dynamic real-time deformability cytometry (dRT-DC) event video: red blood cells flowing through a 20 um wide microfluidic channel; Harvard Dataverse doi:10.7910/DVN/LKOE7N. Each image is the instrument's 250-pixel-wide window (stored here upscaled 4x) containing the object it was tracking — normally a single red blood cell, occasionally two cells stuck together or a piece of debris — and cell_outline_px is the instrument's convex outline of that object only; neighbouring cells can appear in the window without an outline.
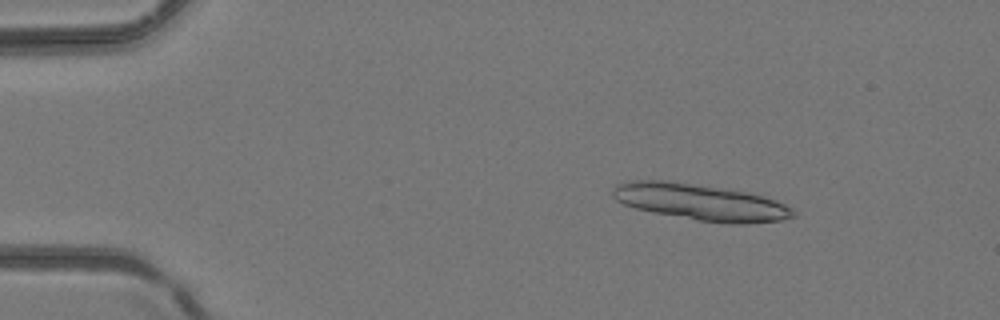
{"species": "common noctule bat (a hibernating species)", "species_latin": "Nyctalus noctula", "temperature_condition": "room temperature", "stored_images_in_passage": 3, "camera_frame_rate_fps": 3000, "um_per_image_px": 0.085, "animal": {"sex": "female", "body_mass_g": 24.6, "forearm_length_mm": 56.2}, "frame": {"image": 1, "passage_image": 1, "time_ms": 0.0, "image_size_px": [1000, 320], "cell_outline_px": [[796, 216], [784, 220], [748, 224], [732, 224], [696, 220], [652, 212], [636, 208], [624, 204], [616, 200], [612, 196], [612, 188], [616, 184], [628, 180], [664, 180], [748, 192], [764, 196], [776, 200], [792, 208], [796, 212]], "centroid_in_image_um": [59.56, 17.19], "position_along_channel_um": 25.4, "area_um2": 38.38}}